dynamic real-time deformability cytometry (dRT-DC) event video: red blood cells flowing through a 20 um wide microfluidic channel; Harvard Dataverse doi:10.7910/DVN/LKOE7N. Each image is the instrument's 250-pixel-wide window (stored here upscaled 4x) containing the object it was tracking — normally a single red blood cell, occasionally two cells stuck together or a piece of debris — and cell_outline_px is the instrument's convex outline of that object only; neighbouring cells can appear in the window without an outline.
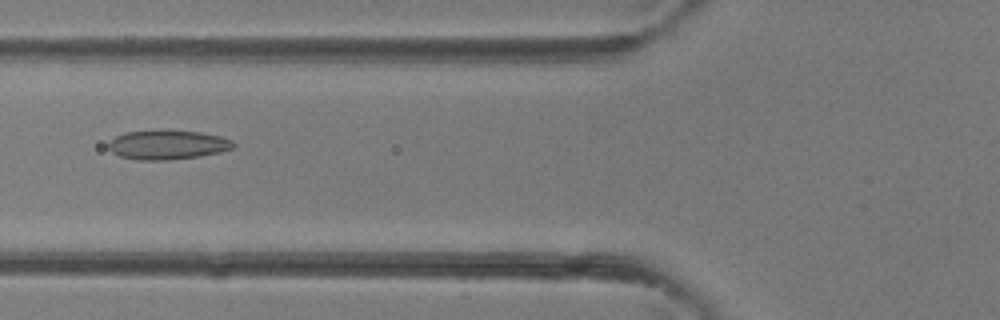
{"species": "common noctule bat (a hibernating species)", "species_latin": "Nyctalus noctula", "temperature_condition": "room temperature", "stored_images_in_passage": 29, "camera_frame_rate_fps": 3000, "um_per_image_px": 0.085, "animal": {"sex": "female"}, "frame": {"image": 1, "passage_image": 4, "time_ms": 1.0, "image_size_px": [1000, 320], "cell_outline_px": [[236, 148], [220, 152], [200, 156], [168, 160], [136, 160], [120, 156], [112, 152], [108, 148], [108, 144], [116, 136], [124, 132], [200, 132], [220, 136], [232, 140], [236, 144]], "centroid_in_image_um": [14.28, 12.34], "position_along_channel_um": 111.5, "area_um2": 20.87}}
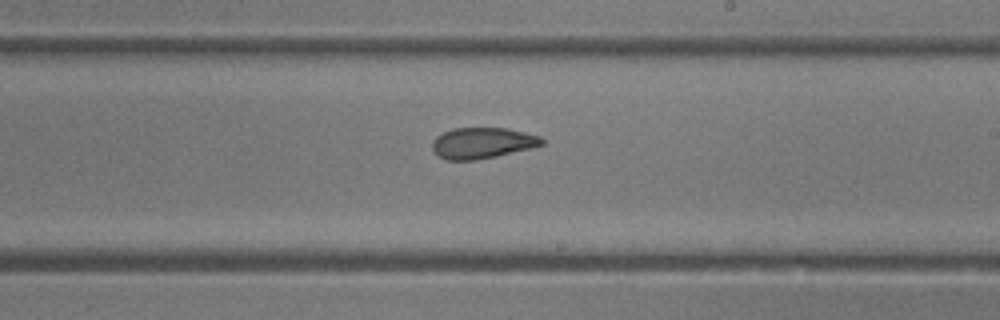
{"frame": {"image": 2, "passage_image": 12, "time_ms": 3.667, "image_size_px": [1000, 320], "cell_outline_px": [[544, 144], [532, 148], [496, 156], [476, 160], [444, 160], [432, 148], [432, 140], [436, 136], [452, 128], [508, 128], [540, 136], [544, 140]], "centroid_in_image_um": [41.0, 12.15], "position_along_channel_um": 248.0, "area_um2": 19.83}}
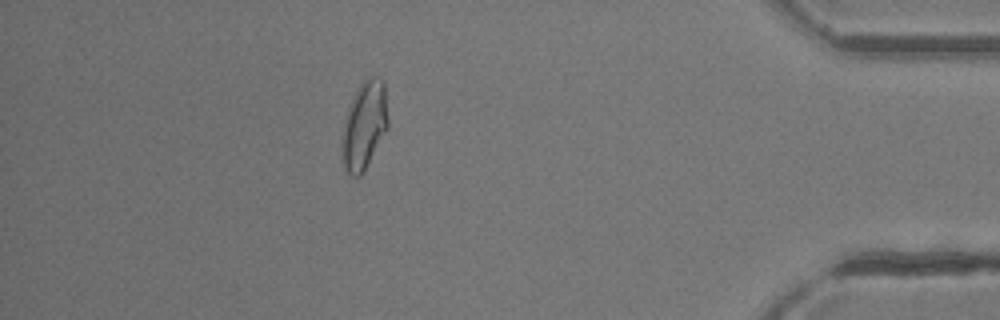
{"frame": {"image": 3, "passage_image": 24, "time_ms": 7.667, "image_size_px": [1000, 320], "cell_outline_px": [[388, 128], [360, 176], [352, 176], [348, 172], [344, 164], [344, 120], [348, 108], [360, 84], [368, 76], [376, 76], [384, 84], [388, 120]], "centroid_in_image_um": [31.0, 10.6], "position_along_channel_um": 404.2, "area_um2": 22.6}}